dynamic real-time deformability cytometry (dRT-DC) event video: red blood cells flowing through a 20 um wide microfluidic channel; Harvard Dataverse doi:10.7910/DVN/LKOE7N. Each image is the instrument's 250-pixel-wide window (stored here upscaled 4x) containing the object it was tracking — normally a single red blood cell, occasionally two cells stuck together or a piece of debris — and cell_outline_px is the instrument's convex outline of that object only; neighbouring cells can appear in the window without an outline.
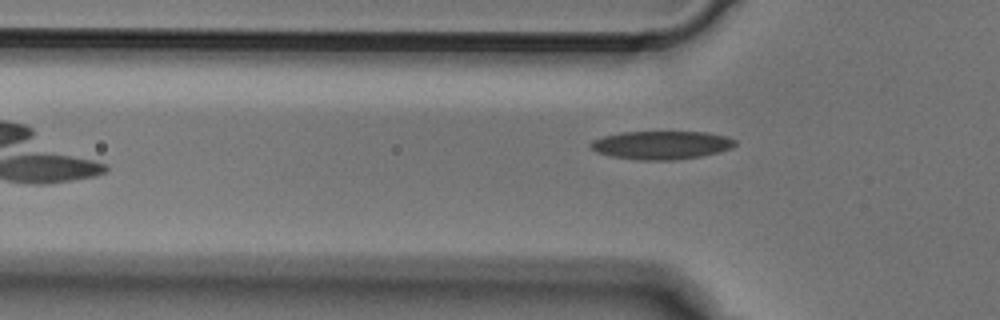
{"species": "Egyptian fruit bat (a non-hibernating species)", "species_latin": "Rousettus aegyptiacus", "temperature_condition": "cold", "stored_images_in_passage": 4, "camera_frame_rate_fps": 3000, "um_per_image_px": 0.085, "animal": {"sex": "male"}, "frame": {"image": 1, "passage_image": 4, "time_ms": 1.0, "image_size_px": [1000, 320], "cell_outline_px": [[736, 144], [732, 148], [720, 152], [700, 156], [672, 160], [636, 160], [612, 156], [596, 152], [588, 144], [592, 140], [604, 136], [620, 132], [704, 132], [724, 136], [736, 140]], "centroid_in_image_um": [56.2, 12.33], "position_along_channel_um": 69.6, "area_um2": 23.81}}